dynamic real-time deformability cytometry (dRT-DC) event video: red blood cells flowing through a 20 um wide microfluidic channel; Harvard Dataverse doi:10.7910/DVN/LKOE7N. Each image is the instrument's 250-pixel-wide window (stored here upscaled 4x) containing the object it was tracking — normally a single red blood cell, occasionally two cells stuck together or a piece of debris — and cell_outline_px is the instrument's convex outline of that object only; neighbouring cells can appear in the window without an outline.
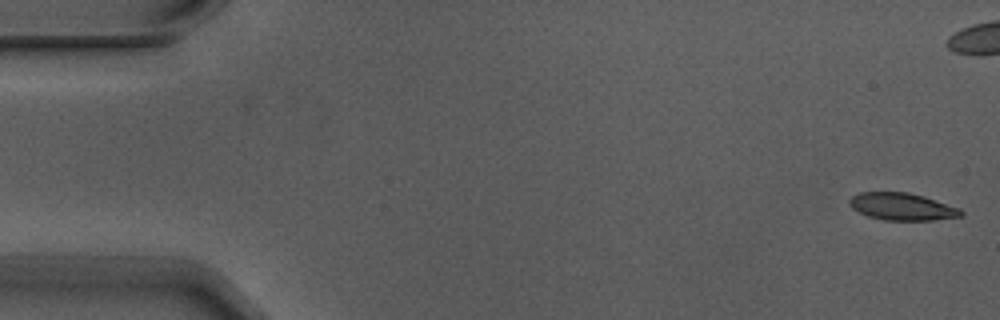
{"species": "Egyptian fruit bat (a non-hibernating species)", "species_latin": "Rousettus aegyptiacus", "temperature_condition": "warm", "stored_images_in_passage": 6, "camera_frame_rate_fps": 3000, "um_per_image_px": 0.085, "animal": {"sex": "male"}, "frame": {"image": 1, "passage_image": 1, "time_ms": 0.0, "image_size_px": [1000, 320], "cell_outline_px": [[964, 216], [932, 220], [884, 220], [868, 216], [852, 208], [848, 204], [848, 200], [852, 196], [860, 192], [908, 192], [924, 196], [960, 208], [964, 212]], "centroid_in_image_um": [76.69, 17.56], "position_along_channel_um": 8.3, "area_um2": 17.8}}
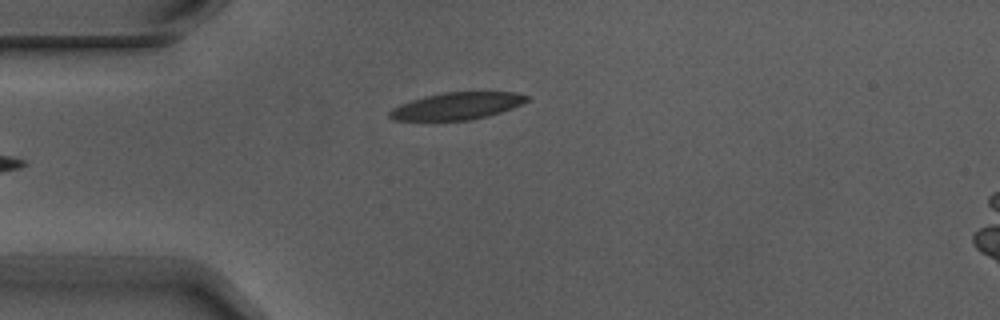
{"frame": {"image": 2, "passage_image": 6, "time_ms": 1.667, "image_size_px": [1000, 320], "cell_outline_px": [[528, 100], [512, 108], [488, 116], [468, 120], [396, 120], [388, 116], [388, 112], [392, 108], [400, 104], [424, 96], [444, 92], [516, 92], [528, 96]], "centroid_in_image_um": [38.82, 9.0], "position_along_channel_um": 46.2, "area_um2": 21.5}}